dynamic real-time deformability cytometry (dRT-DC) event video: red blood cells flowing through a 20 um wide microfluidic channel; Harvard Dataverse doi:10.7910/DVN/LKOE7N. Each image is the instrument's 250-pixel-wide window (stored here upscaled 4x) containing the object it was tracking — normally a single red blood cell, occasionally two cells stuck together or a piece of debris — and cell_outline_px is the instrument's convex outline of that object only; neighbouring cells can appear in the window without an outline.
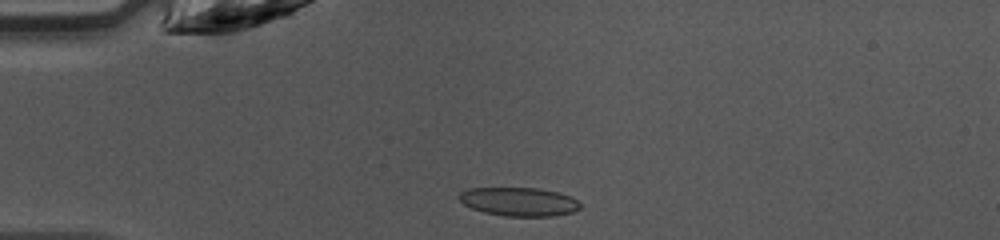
{"species": "common noctule bat (a hibernating species)", "species_latin": "Nyctalus noctula", "temperature_condition": "warm", "stored_images_in_passage": 36, "camera_frame_rate_fps": 3000, "um_per_image_px": 0.085, "animal": {"sex": "female", "body_mass_g": 10.0, "forearm_length_mm": 53.1}, "frame": {"image": 1, "passage_image": 1, "time_ms": 0.0, "image_size_px": [1000, 240], "cell_outline_px": [[580, 208], [572, 212], [552, 216], [504, 216], [484, 212], [472, 208], [464, 204], [460, 200], [460, 192], [468, 188], [536, 188], [556, 192], [572, 196], [580, 204]], "centroid_in_image_um": [44.11, 17.14], "position_along_channel_um": 40.9, "area_um2": 20.06}}
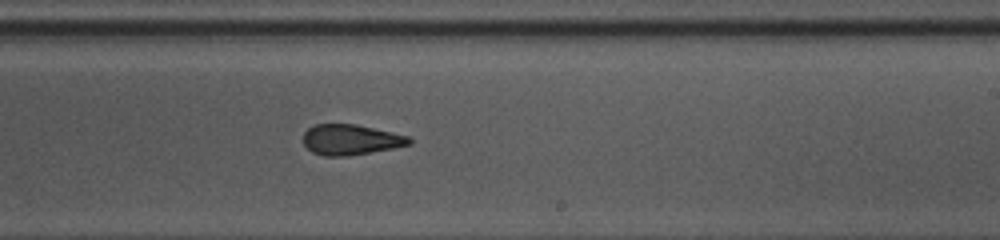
{"frame": {"image": 2, "passage_image": 18, "time_ms": 5.667, "image_size_px": [1000, 240], "cell_outline_px": [[412, 144], [392, 148], [348, 156], [324, 156], [312, 152], [304, 144], [304, 132], [308, 128], [316, 124], [356, 124], [408, 136], [412, 140]], "centroid_in_image_um": [29.8, 11.87], "position_along_channel_um": 259.2, "area_um2": 18.67}}
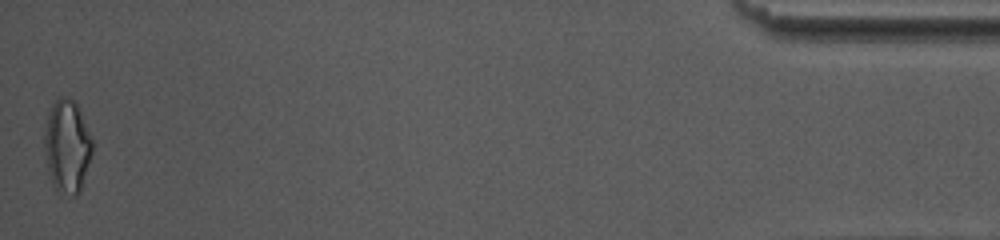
{"frame": {"image": 3, "passage_image": 36, "time_ms": 11.667, "image_size_px": [1000, 240], "cell_outline_px": [[96, 144], [80, 192], [76, 196], [72, 196], [56, 192], [52, 184], [48, 172], [44, 148], [44, 136], [48, 112], [52, 104], [60, 96], [68, 96], [80, 108]], "centroid_in_image_um": [5.74, 12.44], "position_along_channel_um": 429.5, "area_um2": 26.88}, "authors_computed_cell_mechanics": {"area_um2": 19.7098, "velocity_mm_per_s": 4.277, "shape_relaxation_time_tau1_ms": null, "shape_relaxation_time_tau2_ms": 2.2337, "deformation_change_tau1": null, "deformation_change_tau2": 0.094}}